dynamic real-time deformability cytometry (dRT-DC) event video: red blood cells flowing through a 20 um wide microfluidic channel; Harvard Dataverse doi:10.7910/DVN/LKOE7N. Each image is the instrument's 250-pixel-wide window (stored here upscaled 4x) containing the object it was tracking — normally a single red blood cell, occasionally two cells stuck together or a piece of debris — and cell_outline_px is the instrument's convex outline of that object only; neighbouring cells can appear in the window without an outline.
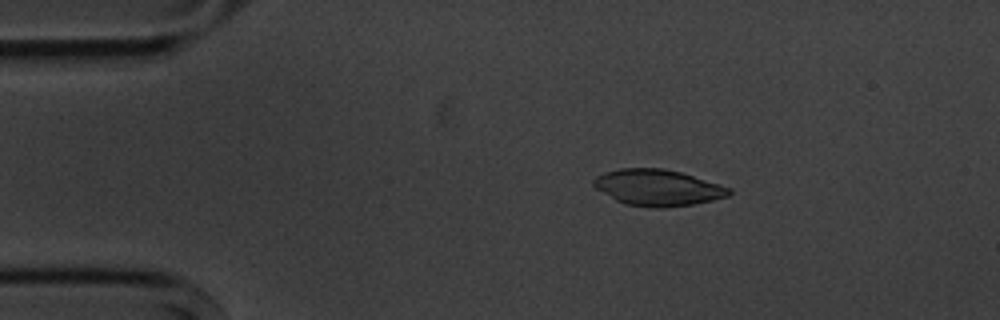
{"species": "common noctule bat (a hibernating species)", "species_latin": "Nyctalus noctula", "temperature_condition": "cold", "stored_images_in_passage": 5, "camera_frame_rate_fps": 3000, "um_per_image_px": 0.085, "animal": {"sex": "male", "body_mass_g": 20.1, "forearm_length_mm": 53.5}, "frame": {"image": 1, "passage_image": 2, "time_ms": 2.0, "image_size_px": [1000, 320], "cell_outline_px": [[732, 192], [728, 196], [712, 200], [692, 204], [664, 208], [652, 208], [624, 204], [616, 200], [596, 188], [592, 184], [592, 180], [596, 176], [604, 172], [620, 168], [664, 168], [680, 172], [732, 188]], "centroid_in_image_um": [55.89, 15.95], "position_along_channel_um": 29.1, "area_um2": 28.61}}